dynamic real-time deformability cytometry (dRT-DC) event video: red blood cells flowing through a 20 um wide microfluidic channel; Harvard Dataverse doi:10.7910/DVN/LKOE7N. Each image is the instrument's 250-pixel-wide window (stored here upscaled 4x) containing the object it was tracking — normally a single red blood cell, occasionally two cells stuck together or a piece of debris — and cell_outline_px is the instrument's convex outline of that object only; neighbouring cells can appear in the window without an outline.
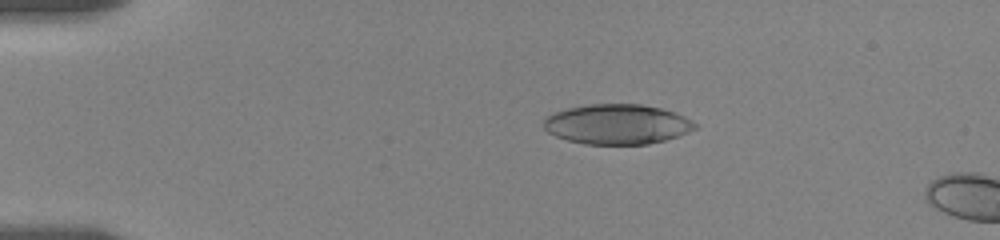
{"species": "human", "species_latin": "Homo sapiens", "temperature_condition": "room temperature", "stored_images_in_passage": 16, "camera_frame_rate_fps": 3000, "um_per_image_px": 0.085, "donor": {"sex": "female"}, "frame": {"image": 1, "passage_image": 12, "time_ms": 3.667, "image_size_px": [1000, 240], "cell_outline_px": [[696, 128], [688, 132], [664, 140], [648, 144], [584, 144], [568, 140], [556, 136], [548, 132], [544, 128], [544, 116], [568, 108], [588, 104], [640, 104], [660, 108], [684, 116], [692, 120], [696, 124]], "centroid_in_image_um": [52.43, 10.56], "position_along_channel_um": 32.6, "area_um2": 35.08}}